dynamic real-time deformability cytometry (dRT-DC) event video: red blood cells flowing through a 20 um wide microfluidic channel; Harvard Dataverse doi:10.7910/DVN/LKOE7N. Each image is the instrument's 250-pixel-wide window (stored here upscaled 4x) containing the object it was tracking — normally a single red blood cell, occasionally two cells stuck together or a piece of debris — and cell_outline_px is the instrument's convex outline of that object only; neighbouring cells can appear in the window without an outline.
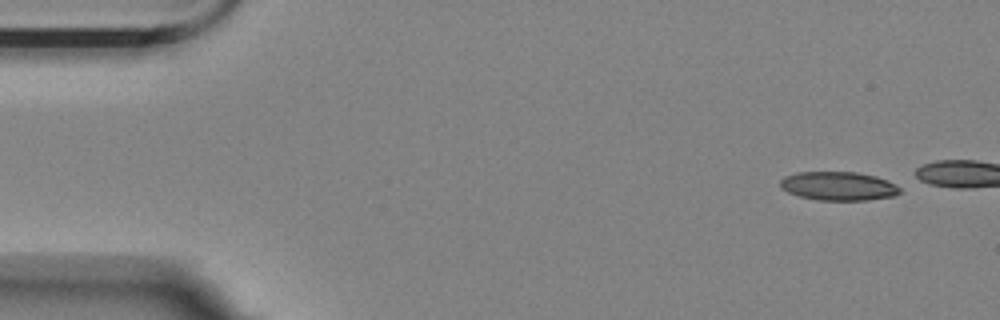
{"species": "Egyptian fruit bat (a non-hibernating species)", "species_latin": "Rousettus aegyptiacus", "temperature_condition": "room temperature", "stored_images_in_passage": 14, "camera_frame_rate_fps": 3000, "um_per_image_px": 0.085, "animal": {"sex": "female"}, "frame": {"image": 1, "passage_image": 1, "time_ms": 0.0, "image_size_px": [1000, 320], "cell_outline_px": [[900, 192], [892, 196], [868, 200], [820, 200], [800, 196], [788, 192], [780, 188], [780, 180], [784, 176], [796, 172], [856, 172], [876, 176], [888, 180], [900, 188]], "centroid_in_image_um": [71.24, 15.81], "position_along_channel_um": 13.8, "area_um2": 20.0}}
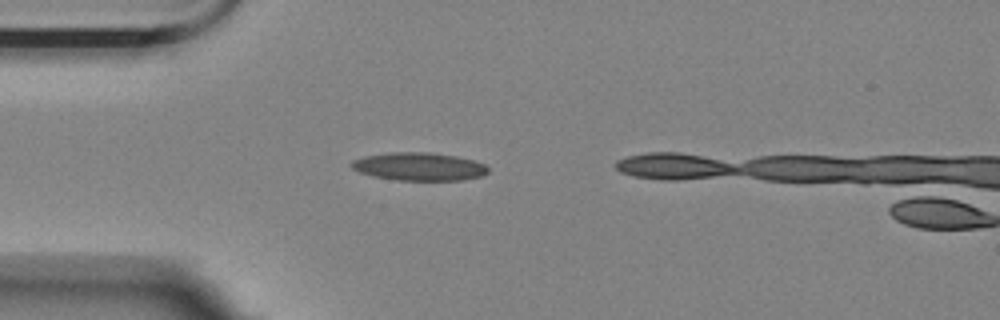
{"frame": {"image": 2, "passage_image": 12, "time_ms": 3.667, "image_size_px": [1000, 320], "cell_outline_px": [[488, 172], [480, 176], [464, 180], [396, 180], [372, 176], [360, 172], [352, 168], [348, 164], [352, 160], [364, 156], [388, 152], [432, 152], [456, 156], [472, 160], [484, 164], [488, 168]], "centroid_in_image_um": [35.58, 14.15], "position_along_channel_um": 49.4, "area_um2": 22.43}}